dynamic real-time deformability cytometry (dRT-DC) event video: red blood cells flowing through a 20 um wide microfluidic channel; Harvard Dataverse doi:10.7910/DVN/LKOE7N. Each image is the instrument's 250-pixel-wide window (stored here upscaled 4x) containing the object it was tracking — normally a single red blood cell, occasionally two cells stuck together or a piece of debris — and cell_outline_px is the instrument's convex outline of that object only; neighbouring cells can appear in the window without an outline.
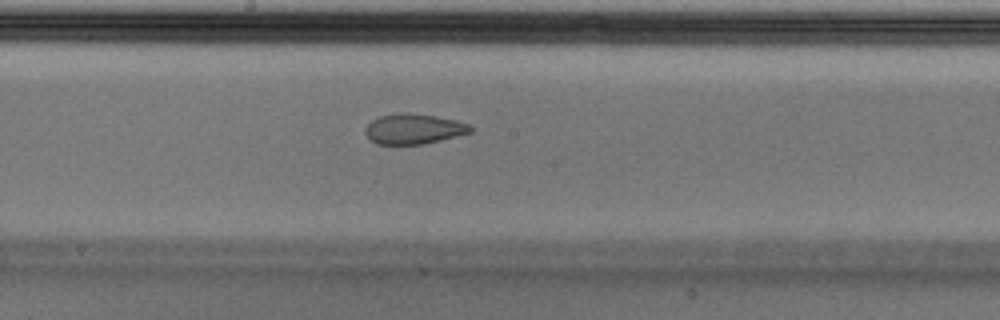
{"species": "Egyptian fruit bat (a non-hibernating species)", "species_latin": "Rousettus aegyptiacus", "temperature_condition": "cold", "stored_images_in_passage": 48, "camera_frame_rate_fps": 3000, "um_per_image_px": 0.085, "animal": {"sex": "male"}, "frame": {"image": 1, "passage_image": 28, "time_ms": 9.0, "image_size_px": [1000, 320], "cell_outline_px": [[472, 132], [424, 144], [376, 144], [364, 132], [364, 128], [372, 120], [380, 116], [396, 112], [408, 112], [436, 116], [456, 120], [472, 124]], "centroid_in_image_um": [35.17, 10.94], "position_along_channel_um": 213.0, "area_um2": 18.67}}
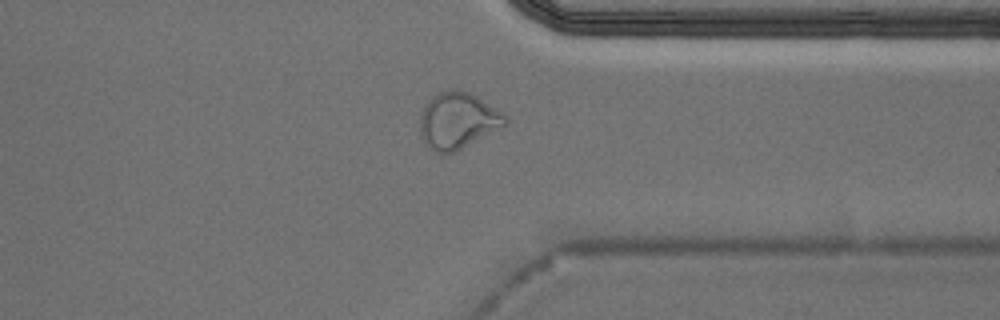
{"frame": {"image": 2, "passage_image": 41, "time_ms": 13.333, "image_size_px": [1000, 320], "cell_outline_px": [[508, 124], [504, 128], [452, 152], [436, 152], [420, 136], [420, 112], [428, 100], [436, 92], [464, 92], [476, 96], [504, 112], [508, 116]], "centroid_in_image_um": [38.96, 10.26], "position_along_channel_um": 372.4, "area_um2": 27.69}, "authors_computed_cell_mechanics": {"area_um2": 20.4901, "velocity_mm_per_s": 3.7327, "shape_relaxation_time_tau1_ms": null, "shape_relaxation_time_tau2_ms": 2.0878, "deformation_change_tau1": null, "deformation_change_tau2": 0.0773}}